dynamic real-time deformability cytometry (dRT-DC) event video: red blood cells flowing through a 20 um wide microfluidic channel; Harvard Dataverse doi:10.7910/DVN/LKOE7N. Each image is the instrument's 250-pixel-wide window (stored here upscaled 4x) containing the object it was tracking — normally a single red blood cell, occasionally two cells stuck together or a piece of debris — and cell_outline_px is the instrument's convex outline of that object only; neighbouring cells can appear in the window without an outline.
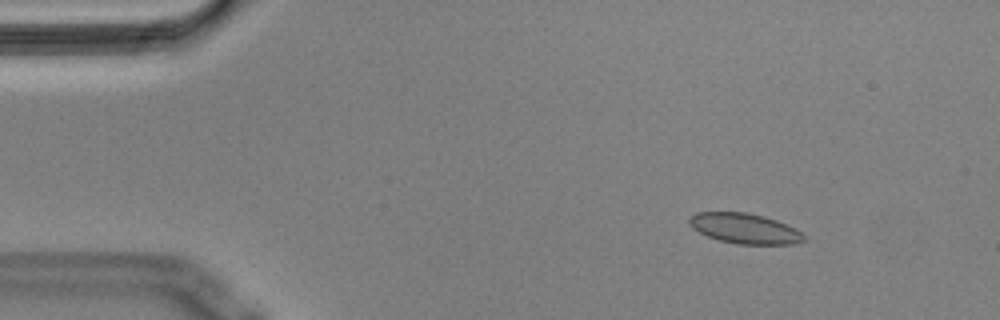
{"species": "Egyptian fruit bat (a non-hibernating species)", "species_latin": "Rousettus aegyptiacus", "temperature_condition": "cold", "stored_images_in_passage": 50, "camera_frame_rate_fps": 3000, "um_per_image_px": 0.085, "animal": {"sex": "male"}, "frame": {"image": 1, "passage_image": 1, "time_ms": 0.0, "image_size_px": [1000, 320], "cell_outline_px": [[808, 240], [796, 244], [736, 244], [720, 240], [708, 236], [692, 228], [688, 224], [688, 220], [696, 212], [748, 212], [764, 216], [776, 220], [796, 228], [808, 236]], "centroid_in_image_um": [63.37, 19.42], "position_along_channel_um": 21.6, "area_um2": 20.46}}
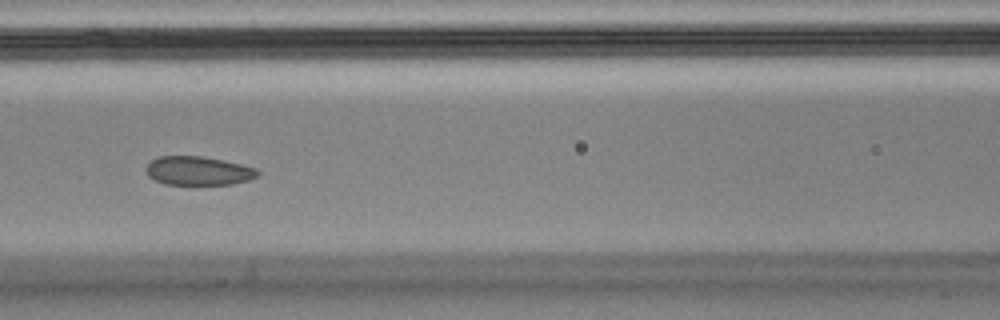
{"frame": {"image": 2, "passage_image": 18, "time_ms": 5.667, "image_size_px": [1000, 320], "cell_outline_px": [[260, 172], [256, 176], [248, 180], [232, 184], [164, 184], [148, 176], [144, 168], [152, 160], [160, 156], [204, 156], [224, 160], [256, 168]], "centroid_in_image_um": [16.84, 14.51], "position_along_channel_um": 149.8, "area_um2": 18.67}}
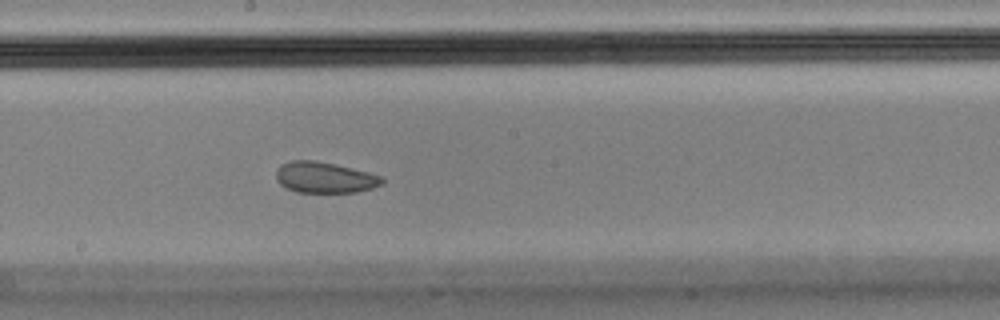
{"frame": {"image": 3, "passage_image": 24, "time_ms": 7.667, "image_size_px": [1000, 320], "cell_outline_px": [[384, 184], [372, 188], [356, 192], [296, 192], [280, 184], [276, 180], [276, 172], [280, 164], [292, 160], [316, 160], [368, 172], [380, 176], [384, 180]], "centroid_in_image_um": [27.58, 15.08], "position_along_channel_um": 220.6, "area_um2": 19.07}}